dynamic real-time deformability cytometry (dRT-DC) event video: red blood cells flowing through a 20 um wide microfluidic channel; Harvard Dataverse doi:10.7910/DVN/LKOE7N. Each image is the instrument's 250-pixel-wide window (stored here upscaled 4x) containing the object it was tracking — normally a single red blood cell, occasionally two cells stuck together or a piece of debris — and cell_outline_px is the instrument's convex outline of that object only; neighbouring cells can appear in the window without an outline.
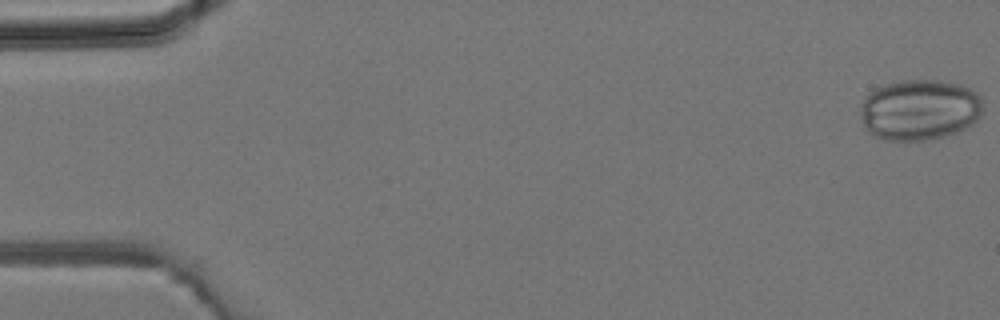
{"species": "common noctule bat (a hibernating species)", "species_latin": "Nyctalus noctula", "temperature_condition": "room temperature", "stored_images_in_passage": 42, "camera_frame_rate_fps": 3000, "um_per_image_px": 0.085, "animal": {"sex": "male", "body_mass_g": 19.2, "forearm_length_mm": 51.8}, "frame": {"image": 1, "passage_image": 1, "time_ms": 0.0, "image_size_px": [1000, 320], "cell_outline_px": [[980, 116], [972, 124], [956, 132], [944, 136], [928, 140], [884, 140], [872, 136], [864, 128], [860, 112], [864, 100], [876, 88], [884, 84], [904, 80], [940, 80], [960, 84], [976, 92], [980, 96]], "centroid_in_image_um": [78.14, 9.34], "position_along_channel_um": 6.9, "area_um2": 43.29}}
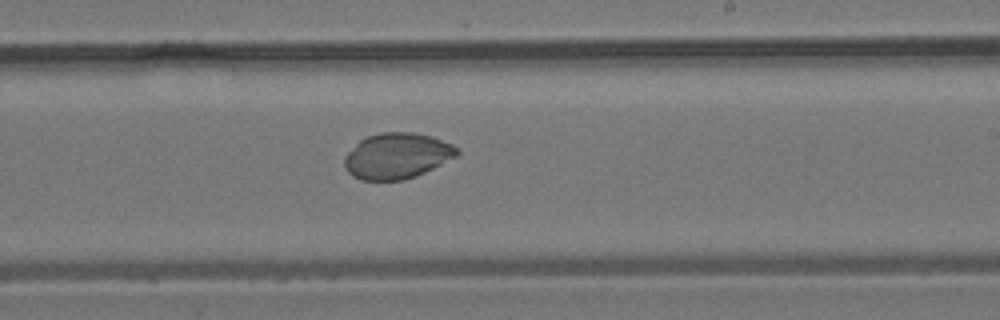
{"frame": {"image": 2, "passage_image": 25, "time_ms": 8.0, "image_size_px": [1000, 320], "cell_outline_px": [[460, 152], [456, 156], [416, 176], [404, 180], [360, 180], [352, 176], [348, 172], [344, 164], [344, 156], [360, 140], [368, 136], [380, 132], [412, 132], [432, 136], [452, 144]], "centroid_in_image_um": [33.72, 13.25], "position_along_channel_um": 255.3, "area_um2": 29.88}}
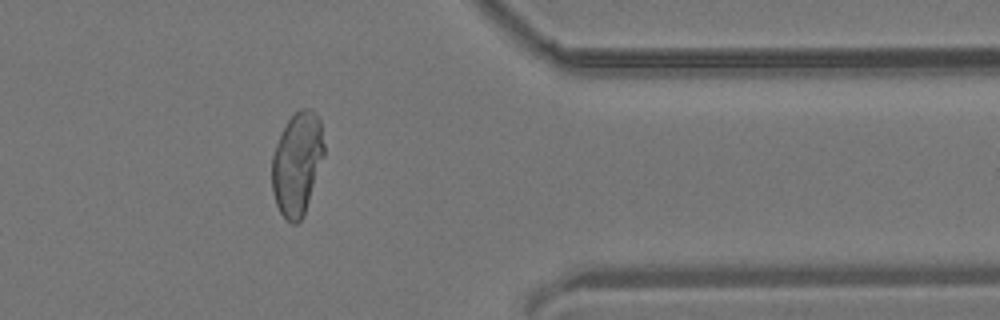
{"frame": {"image": 3, "passage_image": 34, "time_ms": 11.0, "image_size_px": [1000, 320], "cell_outline_px": [[324, 156], [304, 216], [296, 224], [292, 224], [280, 212], [276, 204], [272, 192], [272, 156], [276, 144], [288, 120], [296, 112], [304, 108], [312, 108], [316, 112], [320, 120], [324, 144]], "centroid_in_image_um": [25.27, 13.91], "position_along_channel_um": 386.1, "area_um2": 31.27}}